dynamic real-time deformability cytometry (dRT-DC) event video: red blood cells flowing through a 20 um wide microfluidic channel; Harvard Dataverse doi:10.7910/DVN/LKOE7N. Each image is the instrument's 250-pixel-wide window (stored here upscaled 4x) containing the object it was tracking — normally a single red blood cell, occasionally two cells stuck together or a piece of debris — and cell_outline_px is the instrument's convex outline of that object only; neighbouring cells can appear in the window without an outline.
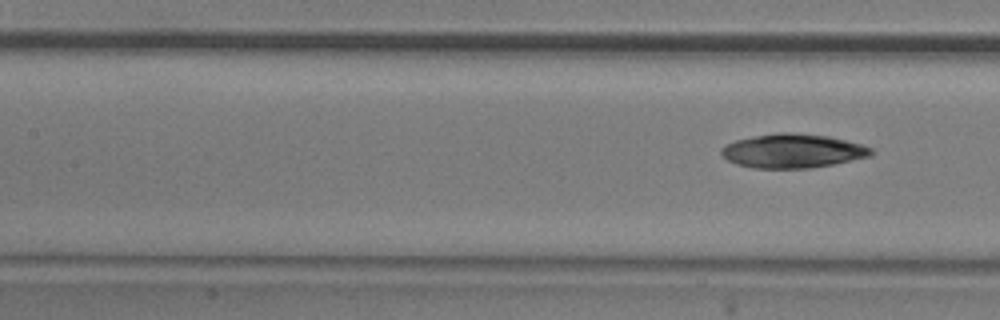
{"species": "common noctule bat (a hibernating species)", "species_latin": "Nyctalus noctula", "temperature_condition": "room temperature", "stored_images_in_passage": 27, "segment_of_instrument_passage": [2, 2], "camera_frame_rate_fps": 3000, "um_per_image_px": 0.085, "animal": {"sex": "male", "body_mass_g": 20.5, "forearm_length_mm": 52.5}, "frame": {"image": 1, "passage_image": 27, "time_ms": 8.667, "image_size_px": [1000, 320], "cell_outline_px": [[876, 152], [872, 156], [832, 164], [808, 168], [752, 168], [736, 164], [728, 160], [720, 152], [720, 148], [736, 140], [756, 136], [780, 132], [792, 132], [828, 136], [864, 144], [872, 148]], "centroid_in_image_um": [67.43, 12.83], "position_along_channel_um": 140.0, "area_um2": 29.71}}